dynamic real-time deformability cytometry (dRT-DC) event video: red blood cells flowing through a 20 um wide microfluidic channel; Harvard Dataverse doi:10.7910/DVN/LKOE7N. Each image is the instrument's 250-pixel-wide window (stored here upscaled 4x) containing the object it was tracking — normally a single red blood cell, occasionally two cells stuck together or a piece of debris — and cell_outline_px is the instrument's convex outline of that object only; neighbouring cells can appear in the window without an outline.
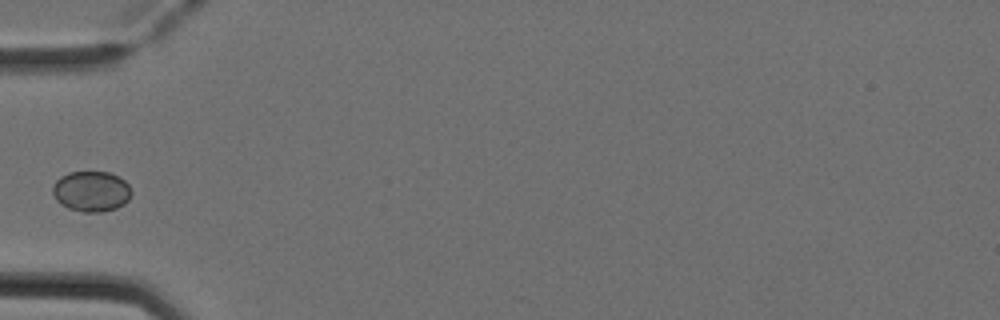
{"species": "Egyptian fruit bat (a non-hibernating species)", "species_latin": "Rousettus aegyptiacus", "temperature_condition": "cold", "stored_images_in_passage": 1, "camera_frame_rate_fps": 3000, "um_per_image_px": 0.085, "animal": {"sex": "female"}, "frame": {"image": 1, "passage_image": 1, "time_ms": 0.0, "image_size_px": [1000, 320], "cell_outline_px": [[132, 192], [128, 200], [124, 204], [116, 208], [100, 212], [84, 212], [68, 208], [60, 204], [56, 200], [52, 192], [52, 188], [56, 180], [60, 176], [68, 172], [108, 172], [124, 180], [128, 184]], "centroid_in_image_um": [7.74, 16.26], "position_along_channel_um": 77.3, "area_um2": 18.61}}